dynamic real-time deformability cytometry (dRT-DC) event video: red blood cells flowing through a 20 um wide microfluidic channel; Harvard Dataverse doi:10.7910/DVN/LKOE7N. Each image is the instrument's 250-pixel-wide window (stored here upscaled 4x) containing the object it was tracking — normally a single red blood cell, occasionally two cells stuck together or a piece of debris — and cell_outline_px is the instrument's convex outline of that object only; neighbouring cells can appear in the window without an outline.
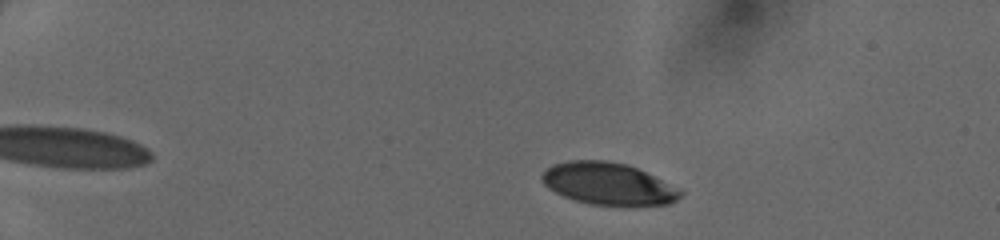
{"species": "human", "species_latin": "Homo sapiens", "temperature_condition": "cold", "stored_images_in_passage": 47, "camera_frame_rate_fps": 3000, "um_per_image_px": 0.085, "donor": {"sex": "female"}, "frame": {"image": 1, "passage_image": 8, "time_ms": 2.333, "image_size_px": [1000, 240], "cell_outline_px": [[684, 192], [676, 200], [668, 204], [632, 208], [624, 208], [588, 204], [564, 196], [548, 188], [544, 184], [540, 176], [544, 168], [552, 164], [568, 160], [608, 160], [628, 164], [680, 188]], "centroid_in_image_um": [51.72, 15.65], "position_along_channel_um": 33.3, "area_um2": 35.08}}
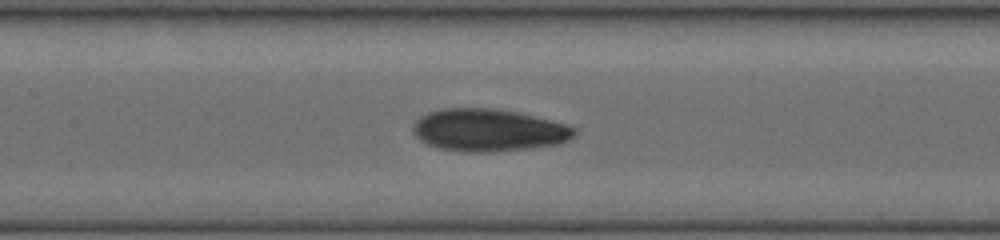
{"frame": {"image": 2, "passage_image": 24, "time_ms": 7.667, "image_size_px": [1000, 240], "cell_outline_px": [[576, 136], [560, 144], [496, 152], [464, 152], [436, 148], [420, 140], [412, 132], [412, 124], [420, 116], [428, 112], [444, 108], [488, 108], [516, 112], [564, 124], [576, 128]], "centroid_in_image_um": [41.48, 11.08], "position_along_channel_um": 165.9, "area_um2": 39.94}}
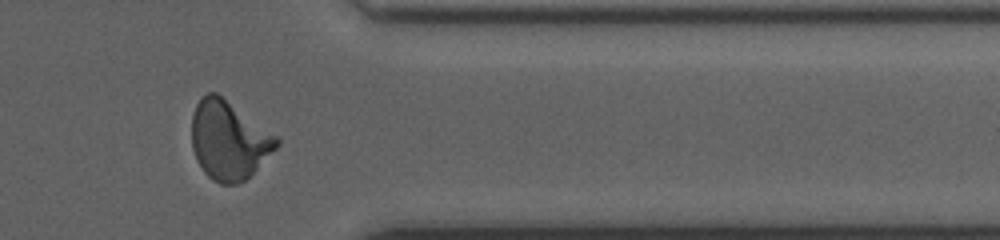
{"frame": {"image": 3, "passage_image": 40, "time_ms": 13.0, "image_size_px": [1000, 240], "cell_outline_px": [[280, 144], [244, 180], [236, 184], [220, 184], [212, 180], [204, 172], [196, 160], [192, 148], [192, 116], [196, 104], [200, 96], [208, 92], [216, 92], [276, 136], [280, 140]], "centroid_in_image_um": [19.4, 11.91], "position_along_channel_um": 392.0, "area_um2": 38.44}}